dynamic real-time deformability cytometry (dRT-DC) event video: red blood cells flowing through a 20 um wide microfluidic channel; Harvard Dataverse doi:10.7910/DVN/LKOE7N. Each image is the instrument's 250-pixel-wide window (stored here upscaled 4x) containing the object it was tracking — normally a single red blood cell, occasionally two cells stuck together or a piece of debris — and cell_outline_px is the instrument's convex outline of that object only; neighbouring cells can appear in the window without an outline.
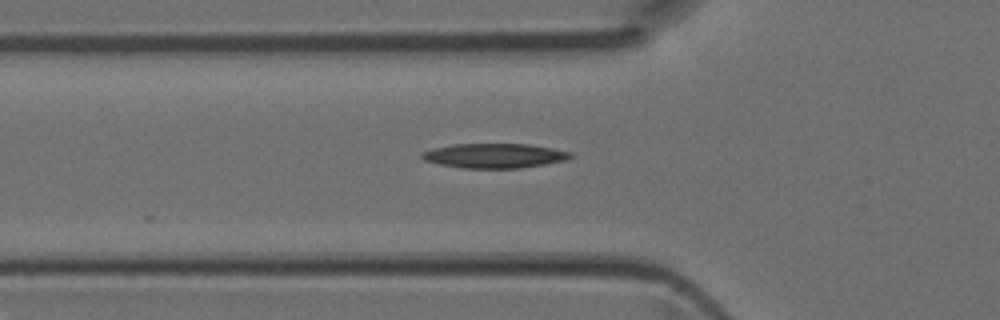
{"species": "Egyptian fruit bat (a non-hibernating species)", "species_latin": "Rousettus aegyptiacus", "temperature_condition": "room temperature", "stored_images_in_passage": 31, "camera_frame_rate_fps": 3000, "um_per_image_px": 0.085, "animal": {"sex": "female"}, "frame": {"image": 1, "passage_image": 2, "time_ms": 0.333, "image_size_px": [1000, 320], "cell_outline_px": [[572, 156], [564, 160], [544, 164], [520, 168], [464, 168], [440, 164], [424, 160], [420, 156], [424, 152], [432, 148], [452, 144], [528, 144], [552, 148], [572, 152]], "centroid_in_image_um": [42.01, 13.23], "position_along_channel_um": 83.8, "area_um2": 21.1}}
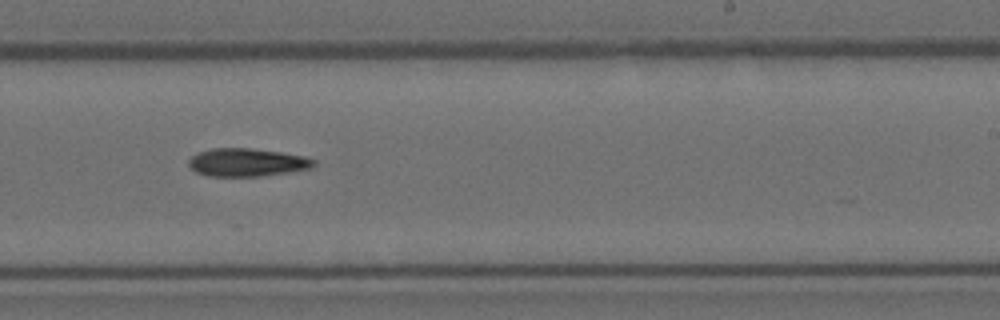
{"frame": {"image": 2, "passage_image": 14, "time_ms": 4.333, "image_size_px": [1000, 320], "cell_outline_px": [[316, 164], [308, 168], [288, 172], [260, 176], [208, 176], [196, 172], [188, 164], [188, 160], [196, 152], [212, 148], [248, 148], [280, 152], [304, 156], [316, 160]], "centroid_in_image_um": [20.96, 13.79], "position_along_channel_um": 268.0, "area_um2": 20.35}}
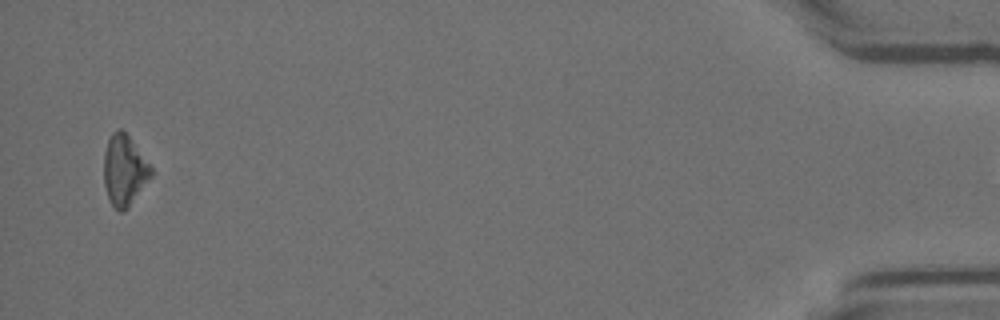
{"frame": {"image": 3, "passage_image": 30, "time_ms": 9.667, "image_size_px": [1000, 320], "cell_outline_px": [[152, 176], [128, 208], [124, 212], [120, 212], [112, 204], [108, 196], [104, 184], [104, 152], [108, 140], [112, 132], [116, 128], [120, 128], [128, 136], [152, 168]], "centroid_in_image_um": [10.56, 14.48], "position_along_channel_um": 424.6, "area_um2": 19.19}}